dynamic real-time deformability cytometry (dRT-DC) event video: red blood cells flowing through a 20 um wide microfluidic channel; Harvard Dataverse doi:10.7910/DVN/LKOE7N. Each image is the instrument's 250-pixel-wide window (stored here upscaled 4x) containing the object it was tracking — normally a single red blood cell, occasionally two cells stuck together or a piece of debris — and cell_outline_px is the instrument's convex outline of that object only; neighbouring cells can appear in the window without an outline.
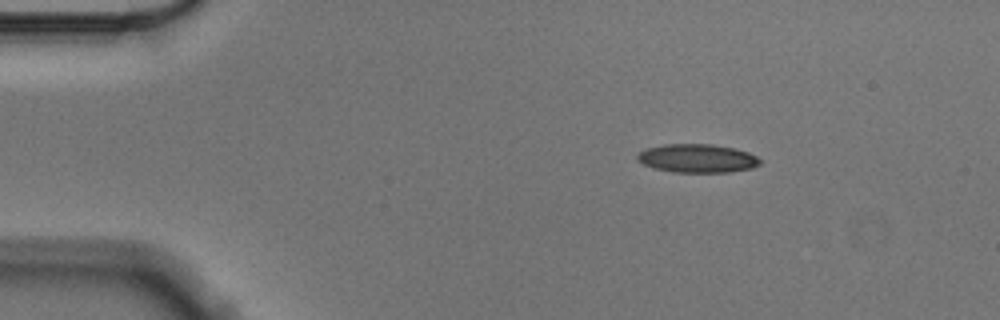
{"species": "Egyptian fruit bat (a non-hibernating species)", "species_latin": "Rousettus aegyptiacus", "temperature_condition": "cold", "stored_images_in_passage": 6, "camera_frame_rate_fps": 3000, "um_per_image_px": 0.085, "animal": {"sex": "male"}, "frame": {"image": 1, "passage_image": 1, "time_ms": 0.0, "image_size_px": [1000, 320], "cell_outline_px": [[760, 164], [752, 168], [728, 172], [672, 172], [656, 168], [644, 164], [636, 160], [636, 156], [640, 152], [648, 148], [664, 144], [712, 144], [732, 148], [748, 152], [756, 156], [760, 160]], "centroid_in_image_um": [59.26, 13.46], "position_along_channel_um": 25.7, "area_um2": 20.23}}